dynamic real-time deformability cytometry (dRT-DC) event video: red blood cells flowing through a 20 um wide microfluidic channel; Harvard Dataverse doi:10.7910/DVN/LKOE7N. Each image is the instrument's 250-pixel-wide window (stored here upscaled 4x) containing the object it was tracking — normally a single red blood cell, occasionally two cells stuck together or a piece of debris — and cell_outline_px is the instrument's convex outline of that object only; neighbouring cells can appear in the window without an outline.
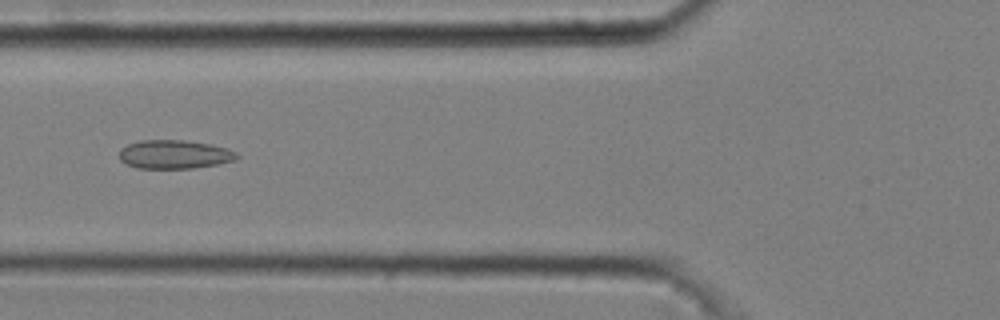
{"species": "common noctule bat (a hibernating species)", "species_latin": "Nyctalus noctula", "temperature_condition": "cold", "stored_images_in_passage": 35, "camera_frame_rate_fps": 3000, "um_per_image_px": 0.085, "animal": {"sex": "male", "body_mass_g": 20.4}, "frame": {"image": 1, "passage_image": 4, "time_ms": 1.0, "image_size_px": [1000, 320], "cell_outline_px": [[240, 156], [236, 160], [216, 164], [192, 168], [136, 168], [120, 160], [120, 148], [128, 144], [140, 140], [184, 140], [212, 144], [228, 148], [236, 152]], "centroid_in_image_um": [14.85, 13.11], "position_along_channel_um": 111.0, "area_um2": 19.71}}
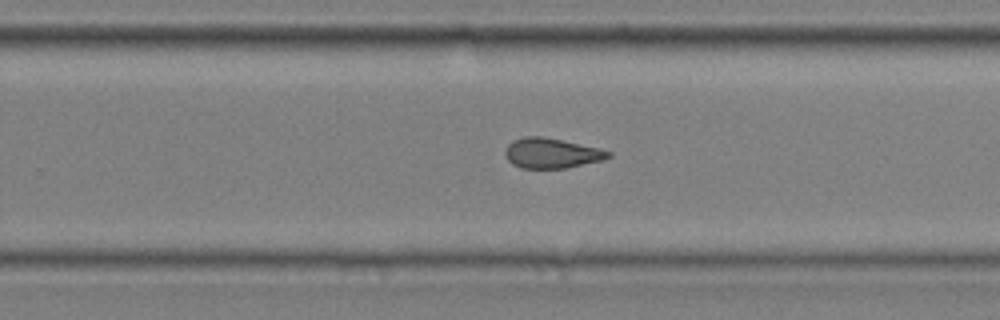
{"frame": {"image": 2, "passage_image": 18, "time_ms": 5.667, "image_size_px": [1000, 320], "cell_outline_px": [[612, 156], [604, 160], [564, 168], [520, 168], [512, 164], [508, 160], [504, 152], [508, 144], [512, 140], [524, 136], [540, 136], [600, 148], [612, 152]], "centroid_in_image_um": [46.88, 13.02], "position_along_channel_um": 282.9, "area_um2": 18.09}}
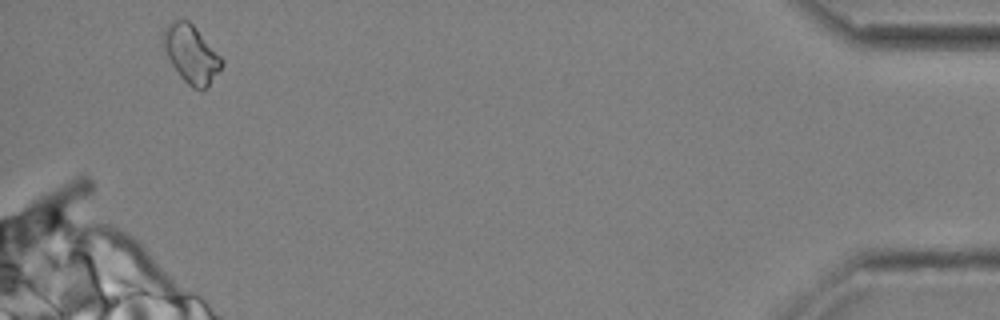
{"frame": {"image": 3, "passage_image": 34, "time_ms": 11.0, "image_size_px": [1000, 320], "cell_outline_px": [[224, 64], [208, 88], [200, 92], [192, 88], [180, 76], [164, 52], [164, 28], [172, 20], [188, 20], [196, 28], [224, 60]], "centroid_in_image_um": [16.28, 4.64], "position_along_channel_um": 418.9, "area_um2": 19.71}}